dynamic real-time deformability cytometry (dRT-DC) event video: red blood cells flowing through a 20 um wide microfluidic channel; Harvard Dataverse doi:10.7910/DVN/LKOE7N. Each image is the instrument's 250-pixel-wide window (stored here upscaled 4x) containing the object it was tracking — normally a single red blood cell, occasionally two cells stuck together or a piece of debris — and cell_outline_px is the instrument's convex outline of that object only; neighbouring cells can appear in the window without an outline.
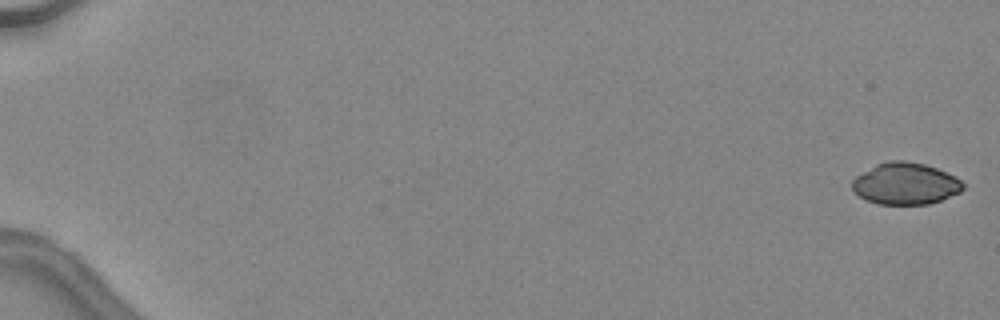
{"species": "common noctule bat (a hibernating species)", "species_latin": "Nyctalus noctula", "temperature_condition": "warm", "stored_images_in_passage": 19, "camera_frame_rate_fps": 3000, "um_per_image_px": 0.085, "animal": {"sex": "female", "body_mass_g": 24.6, "forearm_length_mm": 56.2}, "frame": {"image": 1, "passage_image": 1, "time_ms": 0.0, "image_size_px": [1000, 320], "cell_outline_px": [[964, 188], [960, 192], [940, 200], [928, 204], [880, 204], [868, 200], [860, 196], [852, 188], [852, 180], [856, 176], [876, 164], [888, 160], [904, 160], [924, 164], [936, 168], [956, 176], [964, 184]], "centroid_in_image_um": [76.97, 15.6], "position_along_channel_um": 8.0, "area_um2": 26.82}}